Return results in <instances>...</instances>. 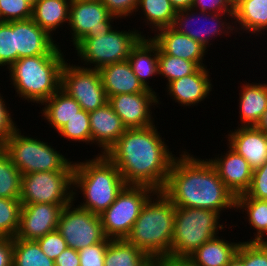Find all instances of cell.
<instances>
[{
    "label": "cell",
    "mask_w": 267,
    "mask_h": 266,
    "mask_svg": "<svg viewBox=\"0 0 267 266\" xmlns=\"http://www.w3.org/2000/svg\"><path fill=\"white\" fill-rule=\"evenodd\" d=\"M192 9L207 13H234L229 0H194Z\"/></svg>",
    "instance_id": "45"
},
{
    "label": "cell",
    "mask_w": 267,
    "mask_h": 266,
    "mask_svg": "<svg viewBox=\"0 0 267 266\" xmlns=\"http://www.w3.org/2000/svg\"><path fill=\"white\" fill-rule=\"evenodd\" d=\"M89 120L91 144H98L97 146L102 150L99 155H106L126 131V127L109 103L89 112Z\"/></svg>",
    "instance_id": "20"
},
{
    "label": "cell",
    "mask_w": 267,
    "mask_h": 266,
    "mask_svg": "<svg viewBox=\"0 0 267 266\" xmlns=\"http://www.w3.org/2000/svg\"><path fill=\"white\" fill-rule=\"evenodd\" d=\"M133 30L127 32L112 29L107 34L84 37L74 46L77 56L85 62L86 68L97 70L108 64L128 60L132 47L141 37H145L141 31ZM87 63L94 67H89Z\"/></svg>",
    "instance_id": "8"
},
{
    "label": "cell",
    "mask_w": 267,
    "mask_h": 266,
    "mask_svg": "<svg viewBox=\"0 0 267 266\" xmlns=\"http://www.w3.org/2000/svg\"><path fill=\"white\" fill-rule=\"evenodd\" d=\"M35 241L39 244L43 253L51 260H55L67 248L66 241L57 229Z\"/></svg>",
    "instance_id": "41"
},
{
    "label": "cell",
    "mask_w": 267,
    "mask_h": 266,
    "mask_svg": "<svg viewBox=\"0 0 267 266\" xmlns=\"http://www.w3.org/2000/svg\"><path fill=\"white\" fill-rule=\"evenodd\" d=\"M71 0H38L32 8V20L51 37L64 23H69Z\"/></svg>",
    "instance_id": "28"
},
{
    "label": "cell",
    "mask_w": 267,
    "mask_h": 266,
    "mask_svg": "<svg viewBox=\"0 0 267 266\" xmlns=\"http://www.w3.org/2000/svg\"><path fill=\"white\" fill-rule=\"evenodd\" d=\"M59 135L69 141L91 142V126L89 112L81 109L77 115L67 121V123L58 131Z\"/></svg>",
    "instance_id": "37"
},
{
    "label": "cell",
    "mask_w": 267,
    "mask_h": 266,
    "mask_svg": "<svg viewBox=\"0 0 267 266\" xmlns=\"http://www.w3.org/2000/svg\"><path fill=\"white\" fill-rule=\"evenodd\" d=\"M238 101L241 120L238 126H256L267 109V84L244 83Z\"/></svg>",
    "instance_id": "25"
},
{
    "label": "cell",
    "mask_w": 267,
    "mask_h": 266,
    "mask_svg": "<svg viewBox=\"0 0 267 266\" xmlns=\"http://www.w3.org/2000/svg\"><path fill=\"white\" fill-rule=\"evenodd\" d=\"M73 201L64 206L57 230L66 241L67 247L77 251L104 241L105 236L100 215L73 206ZM73 206V207H72Z\"/></svg>",
    "instance_id": "12"
},
{
    "label": "cell",
    "mask_w": 267,
    "mask_h": 266,
    "mask_svg": "<svg viewBox=\"0 0 267 266\" xmlns=\"http://www.w3.org/2000/svg\"><path fill=\"white\" fill-rule=\"evenodd\" d=\"M227 266H244L243 262L235 255Z\"/></svg>",
    "instance_id": "52"
},
{
    "label": "cell",
    "mask_w": 267,
    "mask_h": 266,
    "mask_svg": "<svg viewBox=\"0 0 267 266\" xmlns=\"http://www.w3.org/2000/svg\"><path fill=\"white\" fill-rule=\"evenodd\" d=\"M5 99L1 97L0 93V147H3L12 133L17 129L16 123H14L9 109L5 104Z\"/></svg>",
    "instance_id": "46"
},
{
    "label": "cell",
    "mask_w": 267,
    "mask_h": 266,
    "mask_svg": "<svg viewBox=\"0 0 267 266\" xmlns=\"http://www.w3.org/2000/svg\"><path fill=\"white\" fill-rule=\"evenodd\" d=\"M172 162L162 192L176 207L209 209L221 214L234 209L236 197L220 179L211 162L183 151Z\"/></svg>",
    "instance_id": "2"
},
{
    "label": "cell",
    "mask_w": 267,
    "mask_h": 266,
    "mask_svg": "<svg viewBox=\"0 0 267 266\" xmlns=\"http://www.w3.org/2000/svg\"><path fill=\"white\" fill-rule=\"evenodd\" d=\"M156 33L151 39L163 54L186 59L195 62L199 67H205L203 60L207 48L201 43L172 27L159 29Z\"/></svg>",
    "instance_id": "21"
},
{
    "label": "cell",
    "mask_w": 267,
    "mask_h": 266,
    "mask_svg": "<svg viewBox=\"0 0 267 266\" xmlns=\"http://www.w3.org/2000/svg\"><path fill=\"white\" fill-rule=\"evenodd\" d=\"M119 169L105 156L97 155L86 162H74L73 201L76 189L84 196V202L78 206L93 214H102L125 187Z\"/></svg>",
    "instance_id": "4"
},
{
    "label": "cell",
    "mask_w": 267,
    "mask_h": 266,
    "mask_svg": "<svg viewBox=\"0 0 267 266\" xmlns=\"http://www.w3.org/2000/svg\"><path fill=\"white\" fill-rule=\"evenodd\" d=\"M61 89L73 97L81 109L91 112L108 103L99 70L65 62L61 71Z\"/></svg>",
    "instance_id": "11"
},
{
    "label": "cell",
    "mask_w": 267,
    "mask_h": 266,
    "mask_svg": "<svg viewBox=\"0 0 267 266\" xmlns=\"http://www.w3.org/2000/svg\"><path fill=\"white\" fill-rule=\"evenodd\" d=\"M108 9V11L117 16L123 18L132 13L137 12L138 0H100Z\"/></svg>",
    "instance_id": "44"
},
{
    "label": "cell",
    "mask_w": 267,
    "mask_h": 266,
    "mask_svg": "<svg viewBox=\"0 0 267 266\" xmlns=\"http://www.w3.org/2000/svg\"><path fill=\"white\" fill-rule=\"evenodd\" d=\"M12 266H55L35 240L13 239Z\"/></svg>",
    "instance_id": "33"
},
{
    "label": "cell",
    "mask_w": 267,
    "mask_h": 266,
    "mask_svg": "<svg viewBox=\"0 0 267 266\" xmlns=\"http://www.w3.org/2000/svg\"><path fill=\"white\" fill-rule=\"evenodd\" d=\"M15 61V21L4 22L0 24V66L9 68Z\"/></svg>",
    "instance_id": "38"
},
{
    "label": "cell",
    "mask_w": 267,
    "mask_h": 266,
    "mask_svg": "<svg viewBox=\"0 0 267 266\" xmlns=\"http://www.w3.org/2000/svg\"><path fill=\"white\" fill-rule=\"evenodd\" d=\"M147 266H157V265H156L155 261L152 260Z\"/></svg>",
    "instance_id": "54"
},
{
    "label": "cell",
    "mask_w": 267,
    "mask_h": 266,
    "mask_svg": "<svg viewBox=\"0 0 267 266\" xmlns=\"http://www.w3.org/2000/svg\"><path fill=\"white\" fill-rule=\"evenodd\" d=\"M32 8L27 0H0V14L4 22L31 19Z\"/></svg>",
    "instance_id": "40"
},
{
    "label": "cell",
    "mask_w": 267,
    "mask_h": 266,
    "mask_svg": "<svg viewBox=\"0 0 267 266\" xmlns=\"http://www.w3.org/2000/svg\"><path fill=\"white\" fill-rule=\"evenodd\" d=\"M64 55L23 57L8 69L17 95L33 103H43L61 88Z\"/></svg>",
    "instance_id": "5"
},
{
    "label": "cell",
    "mask_w": 267,
    "mask_h": 266,
    "mask_svg": "<svg viewBox=\"0 0 267 266\" xmlns=\"http://www.w3.org/2000/svg\"><path fill=\"white\" fill-rule=\"evenodd\" d=\"M21 176L9 154L0 147V198L19 199Z\"/></svg>",
    "instance_id": "34"
},
{
    "label": "cell",
    "mask_w": 267,
    "mask_h": 266,
    "mask_svg": "<svg viewBox=\"0 0 267 266\" xmlns=\"http://www.w3.org/2000/svg\"><path fill=\"white\" fill-rule=\"evenodd\" d=\"M153 260L157 266H196L188 257L164 255Z\"/></svg>",
    "instance_id": "49"
},
{
    "label": "cell",
    "mask_w": 267,
    "mask_h": 266,
    "mask_svg": "<svg viewBox=\"0 0 267 266\" xmlns=\"http://www.w3.org/2000/svg\"><path fill=\"white\" fill-rule=\"evenodd\" d=\"M2 23H4V20H3L2 16H1V14H0V24H2Z\"/></svg>",
    "instance_id": "56"
},
{
    "label": "cell",
    "mask_w": 267,
    "mask_h": 266,
    "mask_svg": "<svg viewBox=\"0 0 267 266\" xmlns=\"http://www.w3.org/2000/svg\"><path fill=\"white\" fill-rule=\"evenodd\" d=\"M237 128L230 130L227 146L240 154L252 170L260 168L267 161V135L256 126Z\"/></svg>",
    "instance_id": "18"
},
{
    "label": "cell",
    "mask_w": 267,
    "mask_h": 266,
    "mask_svg": "<svg viewBox=\"0 0 267 266\" xmlns=\"http://www.w3.org/2000/svg\"><path fill=\"white\" fill-rule=\"evenodd\" d=\"M17 128L3 149L9 154L21 175L46 171H74V163L56 151L48 142L21 135Z\"/></svg>",
    "instance_id": "7"
},
{
    "label": "cell",
    "mask_w": 267,
    "mask_h": 266,
    "mask_svg": "<svg viewBox=\"0 0 267 266\" xmlns=\"http://www.w3.org/2000/svg\"><path fill=\"white\" fill-rule=\"evenodd\" d=\"M29 1L32 5H34L38 0H27Z\"/></svg>",
    "instance_id": "55"
},
{
    "label": "cell",
    "mask_w": 267,
    "mask_h": 266,
    "mask_svg": "<svg viewBox=\"0 0 267 266\" xmlns=\"http://www.w3.org/2000/svg\"><path fill=\"white\" fill-rule=\"evenodd\" d=\"M13 238H0V266H12Z\"/></svg>",
    "instance_id": "48"
},
{
    "label": "cell",
    "mask_w": 267,
    "mask_h": 266,
    "mask_svg": "<svg viewBox=\"0 0 267 266\" xmlns=\"http://www.w3.org/2000/svg\"><path fill=\"white\" fill-rule=\"evenodd\" d=\"M32 19L15 21L17 60L38 55H63L59 44Z\"/></svg>",
    "instance_id": "17"
},
{
    "label": "cell",
    "mask_w": 267,
    "mask_h": 266,
    "mask_svg": "<svg viewBox=\"0 0 267 266\" xmlns=\"http://www.w3.org/2000/svg\"><path fill=\"white\" fill-rule=\"evenodd\" d=\"M167 92L181 106H193L203 101L212 91L209 71L199 67L194 73L166 84Z\"/></svg>",
    "instance_id": "22"
},
{
    "label": "cell",
    "mask_w": 267,
    "mask_h": 266,
    "mask_svg": "<svg viewBox=\"0 0 267 266\" xmlns=\"http://www.w3.org/2000/svg\"><path fill=\"white\" fill-rule=\"evenodd\" d=\"M152 259L126 239H111L109 242L104 266H147Z\"/></svg>",
    "instance_id": "30"
},
{
    "label": "cell",
    "mask_w": 267,
    "mask_h": 266,
    "mask_svg": "<svg viewBox=\"0 0 267 266\" xmlns=\"http://www.w3.org/2000/svg\"><path fill=\"white\" fill-rule=\"evenodd\" d=\"M156 92L117 94L108 98V103L121 118L126 129L145 128L154 124L151 106L159 103ZM151 111V112H150Z\"/></svg>",
    "instance_id": "14"
},
{
    "label": "cell",
    "mask_w": 267,
    "mask_h": 266,
    "mask_svg": "<svg viewBox=\"0 0 267 266\" xmlns=\"http://www.w3.org/2000/svg\"><path fill=\"white\" fill-rule=\"evenodd\" d=\"M194 0H170L176 11L192 8Z\"/></svg>",
    "instance_id": "50"
},
{
    "label": "cell",
    "mask_w": 267,
    "mask_h": 266,
    "mask_svg": "<svg viewBox=\"0 0 267 266\" xmlns=\"http://www.w3.org/2000/svg\"><path fill=\"white\" fill-rule=\"evenodd\" d=\"M137 8L142 9L144 22L151 25L150 28L152 31L154 29V32L172 27L177 13L170 0H138Z\"/></svg>",
    "instance_id": "32"
},
{
    "label": "cell",
    "mask_w": 267,
    "mask_h": 266,
    "mask_svg": "<svg viewBox=\"0 0 267 266\" xmlns=\"http://www.w3.org/2000/svg\"><path fill=\"white\" fill-rule=\"evenodd\" d=\"M155 192L145 185H125L115 201L100 214L105 236L109 239H126L143 205Z\"/></svg>",
    "instance_id": "9"
},
{
    "label": "cell",
    "mask_w": 267,
    "mask_h": 266,
    "mask_svg": "<svg viewBox=\"0 0 267 266\" xmlns=\"http://www.w3.org/2000/svg\"><path fill=\"white\" fill-rule=\"evenodd\" d=\"M64 206L49 203L22 204L19 229L13 239L36 240L56 230Z\"/></svg>",
    "instance_id": "16"
},
{
    "label": "cell",
    "mask_w": 267,
    "mask_h": 266,
    "mask_svg": "<svg viewBox=\"0 0 267 266\" xmlns=\"http://www.w3.org/2000/svg\"><path fill=\"white\" fill-rule=\"evenodd\" d=\"M55 266H80L78 251L66 248L55 260Z\"/></svg>",
    "instance_id": "47"
},
{
    "label": "cell",
    "mask_w": 267,
    "mask_h": 266,
    "mask_svg": "<svg viewBox=\"0 0 267 266\" xmlns=\"http://www.w3.org/2000/svg\"><path fill=\"white\" fill-rule=\"evenodd\" d=\"M175 210L172 201L162 191H156L143 205L126 240L152 260L171 255Z\"/></svg>",
    "instance_id": "3"
},
{
    "label": "cell",
    "mask_w": 267,
    "mask_h": 266,
    "mask_svg": "<svg viewBox=\"0 0 267 266\" xmlns=\"http://www.w3.org/2000/svg\"><path fill=\"white\" fill-rule=\"evenodd\" d=\"M236 256L244 266H267V242H241Z\"/></svg>",
    "instance_id": "39"
},
{
    "label": "cell",
    "mask_w": 267,
    "mask_h": 266,
    "mask_svg": "<svg viewBox=\"0 0 267 266\" xmlns=\"http://www.w3.org/2000/svg\"><path fill=\"white\" fill-rule=\"evenodd\" d=\"M198 68L195 62L163 54L158 47V74L167 78V84L194 73Z\"/></svg>",
    "instance_id": "35"
},
{
    "label": "cell",
    "mask_w": 267,
    "mask_h": 266,
    "mask_svg": "<svg viewBox=\"0 0 267 266\" xmlns=\"http://www.w3.org/2000/svg\"><path fill=\"white\" fill-rule=\"evenodd\" d=\"M235 208L243 209L249 225L256 229L257 233H253L256 236L249 239L250 242H267L264 238L267 235V200L250 198L244 193L236 197Z\"/></svg>",
    "instance_id": "31"
},
{
    "label": "cell",
    "mask_w": 267,
    "mask_h": 266,
    "mask_svg": "<svg viewBox=\"0 0 267 266\" xmlns=\"http://www.w3.org/2000/svg\"><path fill=\"white\" fill-rule=\"evenodd\" d=\"M256 127L259 128L261 131H263L267 135V109L264 111Z\"/></svg>",
    "instance_id": "51"
},
{
    "label": "cell",
    "mask_w": 267,
    "mask_h": 266,
    "mask_svg": "<svg viewBox=\"0 0 267 266\" xmlns=\"http://www.w3.org/2000/svg\"><path fill=\"white\" fill-rule=\"evenodd\" d=\"M233 7H235L242 0H229Z\"/></svg>",
    "instance_id": "53"
},
{
    "label": "cell",
    "mask_w": 267,
    "mask_h": 266,
    "mask_svg": "<svg viewBox=\"0 0 267 266\" xmlns=\"http://www.w3.org/2000/svg\"><path fill=\"white\" fill-rule=\"evenodd\" d=\"M112 19H118L112 15L106 6L100 1L71 0L69 23L75 46L84 37H96V34H107L114 29Z\"/></svg>",
    "instance_id": "13"
},
{
    "label": "cell",
    "mask_w": 267,
    "mask_h": 266,
    "mask_svg": "<svg viewBox=\"0 0 267 266\" xmlns=\"http://www.w3.org/2000/svg\"><path fill=\"white\" fill-rule=\"evenodd\" d=\"M99 72L107 98L117 94L155 92L146 89L138 80L128 60L105 65Z\"/></svg>",
    "instance_id": "23"
},
{
    "label": "cell",
    "mask_w": 267,
    "mask_h": 266,
    "mask_svg": "<svg viewBox=\"0 0 267 266\" xmlns=\"http://www.w3.org/2000/svg\"><path fill=\"white\" fill-rule=\"evenodd\" d=\"M221 236L206 241L188 258L196 266H227L236 255L241 242H230Z\"/></svg>",
    "instance_id": "26"
},
{
    "label": "cell",
    "mask_w": 267,
    "mask_h": 266,
    "mask_svg": "<svg viewBox=\"0 0 267 266\" xmlns=\"http://www.w3.org/2000/svg\"><path fill=\"white\" fill-rule=\"evenodd\" d=\"M233 20L235 32L263 34L267 30V0H242L234 7Z\"/></svg>",
    "instance_id": "27"
},
{
    "label": "cell",
    "mask_w": 267,
    "mask_h": 266,
    "mask_svg": "<svg viewBox=\"0 0 267 266\" xmlns=\"http://www.w3.org/2000/svg\"><path fill=\"white\" fill-rule=\"evenodd\" d=\"M225 155L208 159L217 170L220 179L235 197L250 187L253 170L248 162L230 146Z\"/></svg>",
    "instance_id": "19"
},
{
    "label": "cell",
    "mask_w": 267,
    "mask_h": 266,
    "mask_svg": "<svg viewBox=\"0 0 267 266\" xmlns=\"http://www.w3.org/2000/svg\"><path fill=\"white\" fill-rule=\"evenodd\" d=\"M219 219L220 214L209 209L176 207L171 256L189 257L217 236L224 229Z\"/></svg>",
    "instance_id": "6"
},
{
    "label": "cell",
    "mask_w": 267,
    "mask_h": 266,
    "mask_svg": "<svg viewBox=\"0 0 267 266\" xmlns=\"http://www.w3.org/2000/svg\"><path fill=\"white\" fill-rule=\"evenodd\" d=\"M111 239L87 246L78 251L80 266H104L106 248Z\"/></svg>",
    "instance_id": "42"
},
{
    "label": "cell",
    "mask_w": 267,
    "mask_h": 266,
    "mask_svg": "<svg viewBox=\"0 0 267 266\" xmlns=\"http://www.w3.org/2000/svg\"><path fill=\"white\" fill-rule=\"evenodd\" d=\"M20 199L0 198V238H14L19 229Z\"/></svg>",
    "instance_id": "36"
},
{
    "label": "cell",
    "mask_w": 267,
    "mask_h": 266,
    "mask_svg": "<svg viewBox=\"0 0 267 266\" xmlns=\"http://www.w3.org/2000/svg\"><path fill=\"white\" fill-rule=\"evenodd\" d=\"M194 11L195 10L192 8L177 11L176 16L174 18L172 28L181 34L188 35L193 40L201 43L206 48H208L209 45H211V43L209 44V42L213 38V36L215 38V36H218V35L221 36V34L224 35V33H225V35L226 34L228 35V33L235 30L234 26H232L229 22H225V21H227L225 18L227 15H228L227 16L228 18L230 17V18H232L231 20H233L234 13H207V12H201V11L199 12L197 10H196V12H194ZM197 15H199V16L197 17ZM201 17H202L201 22L203 21L202 26H204V27H200V28H198V30H196L194 27H192L194 25H191V24H194V23L200 21L198 18L201 19ZM223 18L225 19L224 21H223ZM203 19H205L206 21H204ZM207 19H208V21H210V20L213 21V23L210 21L212 23L209 25V27L211 26L210 28H206V25H208ZM196 20H198V21H196ZM204 22H207L206 25H204L205 24ZM189 23H191L190 24L191 26L189 25ZM199 23H197V25ZM195 27H196V25H195Z\"/></svg>",
    "instance_id": "15"
},
{
    "label": "cell",
    "mask_w": 267,
    "mask_h": 266,
    "mask_svg": "<svg viewBox=\"0 0 267 266\" xmlns=\"http://www.w3.org/2000/svg\"><path fill=\"white\" fill-rule=\"evenodd\" d=\"M245 194L250 198L267 200V161L253 170L251 184Z\"/></svg>",
    "instance_id": "43"
},
{
    "label": "cell",
    "mask_w": 267,
    "mask_h": 266,
    "mask_svg": "<svg viewBox=\"0 0 267 266\" xmlns=\"http://www.w3.org/2000/svg\"><path fill=\"white\" fill-rule=\"evenodd\" d=\"M44 104L41 113L57 132L81 110L79 103L61 88L41 105Z\"/></svg>",
    "instance_id": "29"
},
{
    "label": "cell",
    "mask_w": 267,
    "mask_h": 266,
    "mask_svg": "<svg viewBox=\"0 0 267 266\" xmlns=\"http://www.w3.org/2000/svg\"><path fill=\"white\" fill-rule=\"evenodd\" d=\"M128 61L144 87L153 90L147 80L158 74V46L151 37L139 39L130 50Z\"/></svg>",
    "instance_id": "24"
},
{
    "label": "cell",
    "mask_w": 267,
    "mask_h": 266,
    "mask_svg": "<svg viewBox=\"0 0 267 266\" xmlns=\"http://www.w3.org/2000/svg\"><path fill=\"white\" fill-rule=\"evenodd\" d=\"M160 136L155 124L126 129L107 152L105 156L119 169L126 185L163 190L175 156Z\"/></svg>",
    "instance_id": "1"
},
{
    "label": "cell",
    "mask_w": 267,
    "mask_h": 266,
    "mask_svg": "<svg viewBox=\"0 0 267 266\" xmlns=\"http://www.w3.org/2000/svg\"><path fill=\"white\" fill-rule=\"evenodd\" d=\"M73 172L46 171L22 175L20 202L68 205L73 201Z\"/></svg>",
    "instance_id": "10"
}]
</instances>
